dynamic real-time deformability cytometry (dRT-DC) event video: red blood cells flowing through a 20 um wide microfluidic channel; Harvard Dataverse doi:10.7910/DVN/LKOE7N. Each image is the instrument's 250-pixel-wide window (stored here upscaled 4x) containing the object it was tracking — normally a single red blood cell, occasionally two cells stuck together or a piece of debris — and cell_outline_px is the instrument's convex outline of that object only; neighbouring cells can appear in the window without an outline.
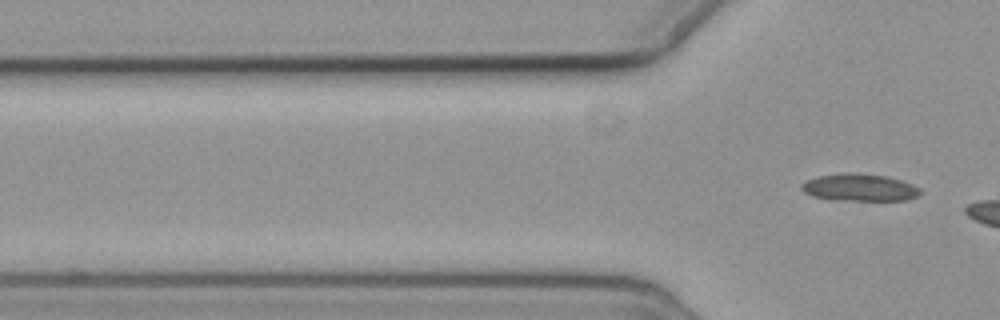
{"species": "common noctule bat (a hibernating species)", "species_latin": "Nyctalus noctula", "temperature_condition": "cold", "stored_images_in_passage": 5, "camera_frame_rate_fps": 3000, "um_per_image_px": 0.085, "animal": {"sex": "female", "body_mass_g": 19.3, "forearm_length_mm": 54.1}, "frame": {"image": 1, "passage_image": 5, "time_ms": 5.667, "image_size_px": [1000, 320], "cell_outline_px": [[920, 196], [904, 200], [828, 200], [812, 196], [804, 192], [800, 188], [800, 184], [808, 180], [820, 176], [844, 172], [852, 172], [888, 176], [912, 184], [920, 188]], "centroid_in_image_um": [73.05, 15.94], "position_along_channel_um": 52.8, "area_um2": 19.02}}